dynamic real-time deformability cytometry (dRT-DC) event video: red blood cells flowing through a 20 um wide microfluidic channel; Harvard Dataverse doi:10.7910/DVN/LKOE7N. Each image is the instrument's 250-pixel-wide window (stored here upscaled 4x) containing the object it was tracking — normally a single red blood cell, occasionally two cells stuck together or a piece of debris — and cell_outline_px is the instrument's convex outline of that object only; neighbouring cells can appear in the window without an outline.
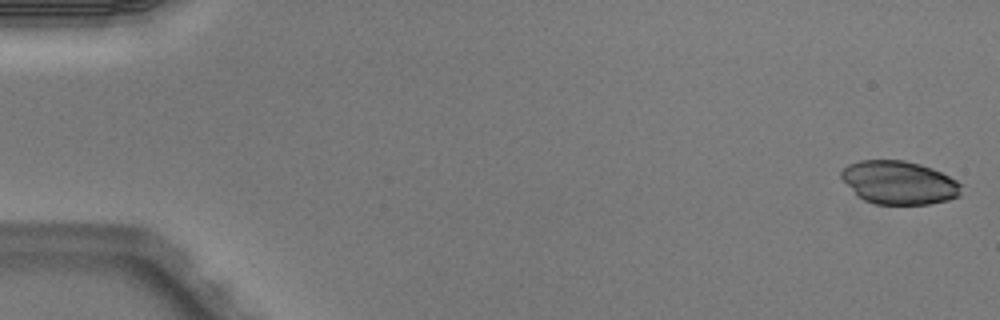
{"species": "Egyptian fruit bat (a non-hibernating species)", "species_latin": "Rousettus aegyptiacus", "temperature_condition": "warm", "stored_images_in_passage": 5, "camera_frame_rate_fps": 3000, "um_per_image_px": 0.085, "animal": {"sex": "male"}, "frame": {"image": 1, "passage_image": 1, "time_ms": 0.0, "image_size_px": [1000, 320], "cell_outline_px": [[960, 196], [948, 200], [928, 204], [876, 204], [864, 200], [840, 176], [840, 172], [848, 164], [860, 160], [904, 160], [920, 164], [932, 168], [956, 180], [960, 184]], "centroid_in_image_um": [76.43, 15.51], "position_along_channel_um": 8.6, "area_um2": 29.94}}